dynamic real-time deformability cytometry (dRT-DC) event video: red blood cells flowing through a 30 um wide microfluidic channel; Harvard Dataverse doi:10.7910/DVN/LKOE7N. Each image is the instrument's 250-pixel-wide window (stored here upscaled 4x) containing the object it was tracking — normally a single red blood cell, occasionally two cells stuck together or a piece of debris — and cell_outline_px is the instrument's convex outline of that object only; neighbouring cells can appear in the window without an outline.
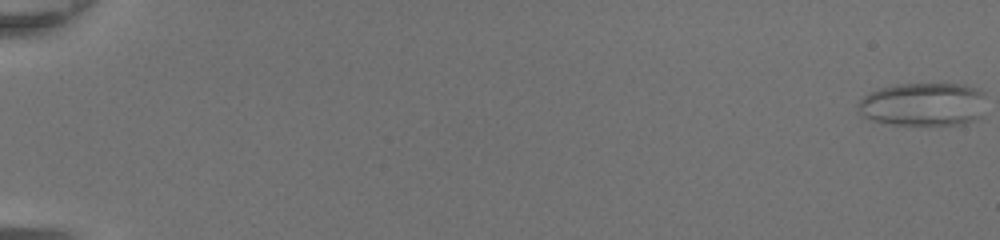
{"species": "common noctule bat (a hibernating species)", "species_latin": "Nyctalus noctula", "temperature_condition": "room temperature", "stored_images_in_passage": 50, "camera_frame_rate_fps": 3000, "um_per_image_px": 0.085, "animal": {"sex": "female", "body_mass_g": 20.0, "forearm_length_mm": 54.0}, "frame": {"image": 1, "passage_image": 1, "time_ms": 0.0, "image_size_px": [1000, 240], "cell_outline_px": [[984, 116], [976, 120], [964, 124], [892, 124], [872, 120], [864, 116], [856, 108], [856, 104], [864, 96], [880, 88], [896, 84], [964, 84], [980, 88], [984, 92]], "centroid_in_image_um": [78.53, 8.86], "position_along_channel_um": 6.5, "area_um2": 32.66}}
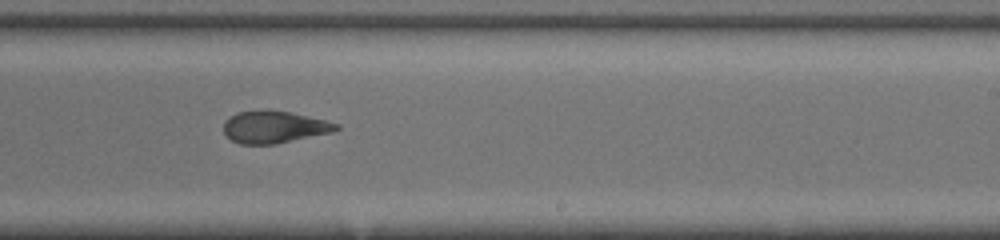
{"frame": {"image": 2, "passage_image": 33, "time_ms": 10.667, "image_size_px": [1000, 240], "cell_outline_px": [[340, 128], [332, 132], [276, 144], [240, 144], [232, 140], [224, 132], [224, 120], [228, 116], [236, 112], [268, 108], [292, 112], [328, 120], [340, 124]], "centroid_in_image_um": [23.31, 10.76], "position_along_channel_um": 265.7, "area_um2": 21.62}}
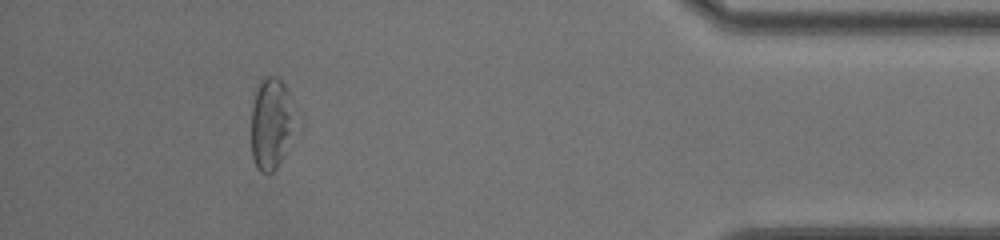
{"frame": {"image": 3, "passage_image": 46, "time_ms": 15.0, "image_size_px": [1000, 240], "cell_outline_px": [[304, 128], [276, 168], [268, 176], [260, 172], [256, 168], [252, 156], [252, 104], [256, 88], [260, 80], [264, 76], [276, 76], [284, 84], [304, 120]], "centroid_in_image_um": [23.24, 10.53], "position_along_channel_um": 412.0, "area_um2": 26.13}, "authors_computed_cell_mechanics": {"area_um2": 25.2586, "velocity_mm_per_s": 4.4008, "shape_relaxation_time_tau1_ms": null, "shape_relaxation_time_tau2_ms": 1.6769, "deformation_change_tau1": null, "deformation_change_tau2": 0.0983}}